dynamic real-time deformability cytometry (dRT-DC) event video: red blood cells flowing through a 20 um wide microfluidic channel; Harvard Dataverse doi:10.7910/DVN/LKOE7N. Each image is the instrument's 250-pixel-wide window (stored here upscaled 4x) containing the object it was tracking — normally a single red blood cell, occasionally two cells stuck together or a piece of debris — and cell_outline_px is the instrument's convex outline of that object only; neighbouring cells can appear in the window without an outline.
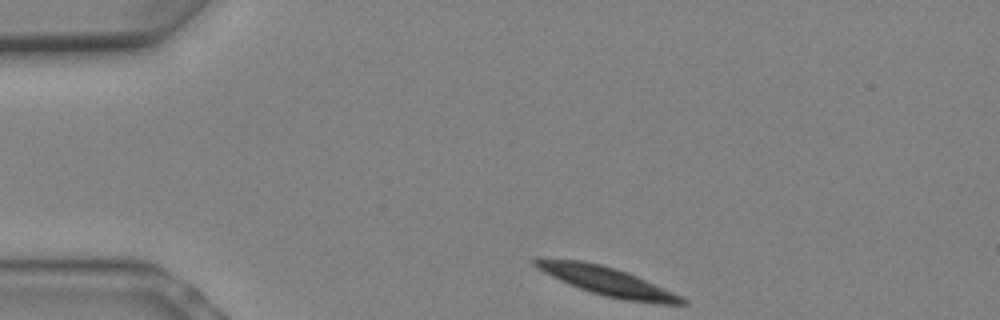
{"species": "Egyptian fruit bat (a non-hibernating species)", "species_latin": "Rousettus aegyptiacus", "temperature_condition": "warm", "stored_images_in_passage": 4, "segment_of_instrument_passage": [1, 2], "camera_frame_rate_fps": 3000, "um_per_image_px": 0.085, "animal": {"sex": "female"}, "frame": {"image": 1, "passage_image": 1, "time_ms": 0.0, "image_size_px": [1000, 320], "cell_outline_px": [[688, 304], [652, 304], [624, 300], [604, 296], [580, 288], [560, 280], [536, 268], [532, 264], [532, 260], [536, 256], [584, 260], [616, 268], [628, 272], [684, 296], [688, 300]], "centroid_in_image_um": [51.61, 23.89], "position_along_channel_um": 33.4, "area_um2": 25.2}}